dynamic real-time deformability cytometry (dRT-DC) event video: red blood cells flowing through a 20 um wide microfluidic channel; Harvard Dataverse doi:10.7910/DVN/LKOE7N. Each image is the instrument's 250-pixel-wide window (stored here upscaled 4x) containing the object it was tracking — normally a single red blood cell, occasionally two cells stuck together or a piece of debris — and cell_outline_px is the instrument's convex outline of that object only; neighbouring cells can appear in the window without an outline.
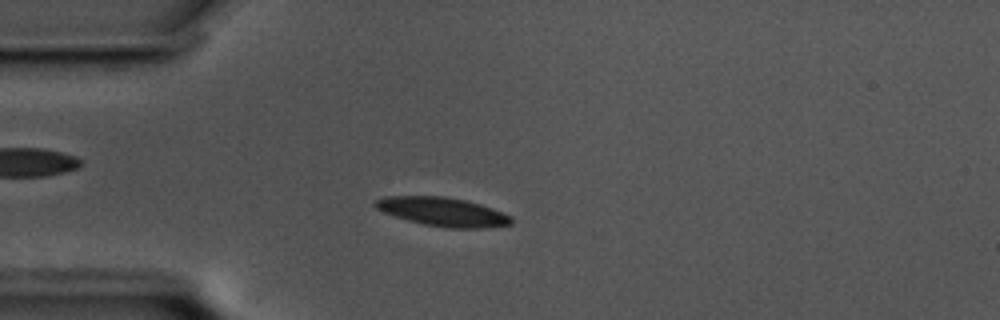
{"species": "common noctule bat (a hibernating species)", "species_latin": "Nyctalus noctula", "temperature_condition": "cold", "stored_images_in_passage": 58, "camera_frame_rate_fps": 3000, "um_per_image_px": 0.085, "animal": {"sex": "male", "body_mass_g": 17.5, "forearm_length_mm": 52.3}, "frame": {"image": 1, "passage_image": 15, "time_ms": 4.667, "image_size_px": [1000, 320], "cell_outline_px": [[512, 224], [488, 228], [444, 228], [424, 224], [408, 220], [384, 212], [376, 208], [372, 204], [376, 200], [384, 196], [444, 196], [464, 200], [480, 204], [492, 208], [512, 216]], "centroid_in_image_um": [37.65, 18.0], "position_along_channel_um": 47.4, "area_um2": 22.83}}
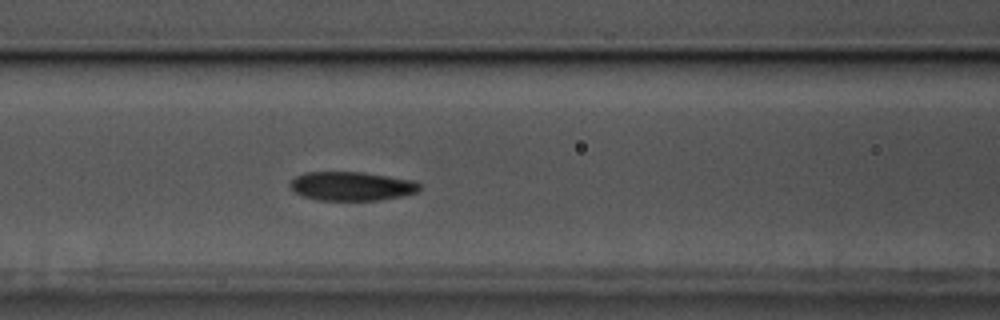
{"frame": {"image": 2, "passage_image": 24, "time_ms": 7.667, "image_size_px": [1000, 320], "cell_outline_px": [[420, 188], [416, 192], [404, 196], [376, 200], [320, 200], [304, 196], [296, 192], [288, 184], [296, 176], [304, 172], [364, 172], [412, 180], [420, 184]], "centroid_in_image_um": [29.89, 15.82], "position_along_channel_um": 136.7, "area_um2": 21.68}}
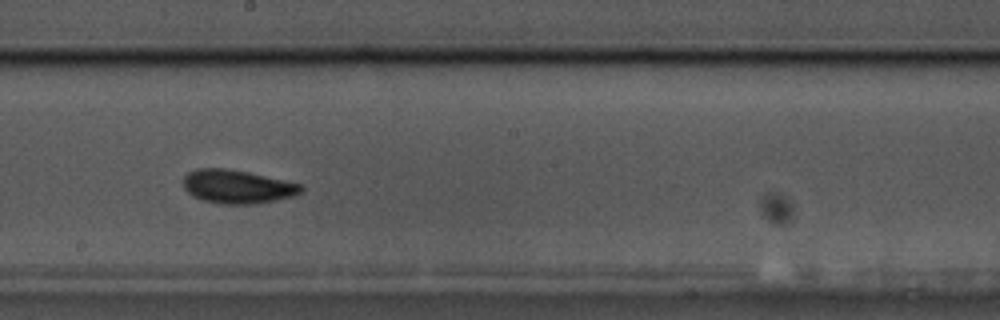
{"frame": {"image": 3, "passage_image": 32, "time_ms": 10.333, "image_size_px": [1000, 320], "cell_outline_px": [[304, 192], [296, 196], [256, 204], [220, 204], [204, 200], [192, 196], [184, 188], [184, 176], [188, 172], [196, 168], [224, 168], [248, 172], [300, 184], [304, 188]], "centroid_in_image_um": [20.19, 15.87], "position_along_channel_um": 228.0, "area_um2": 23.12}, "authors_computed_cell_mechanics": {"area_um2": 21.7906, "velocity_mm_per_s": 3.4368, "shape_relaxation_time_tau1_ms": 3.0185, "shape_relaxation_time_tau2_ms": 1.8992, "deformation_change_tau1": 0.1031, "deformation_change_tau2": 0.0666}}